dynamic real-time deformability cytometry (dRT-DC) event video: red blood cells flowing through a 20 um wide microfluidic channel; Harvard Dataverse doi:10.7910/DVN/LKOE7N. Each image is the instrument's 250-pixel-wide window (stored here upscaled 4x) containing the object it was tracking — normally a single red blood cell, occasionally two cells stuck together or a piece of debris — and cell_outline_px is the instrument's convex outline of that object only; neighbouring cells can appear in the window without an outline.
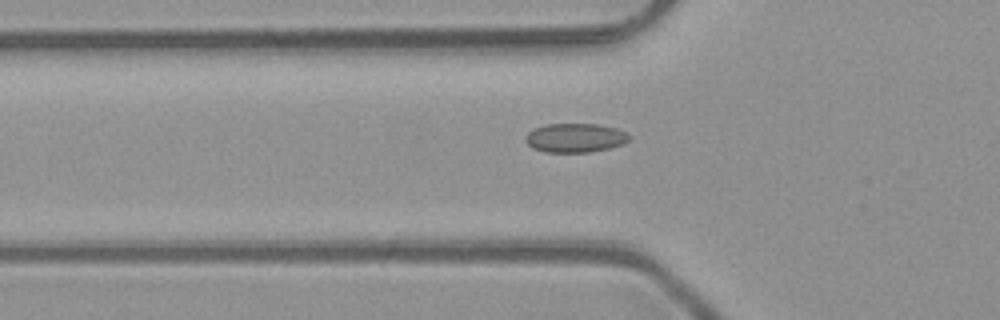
{"species": "common noctule bat (a hibernating species)", "species_latin": "Nyctalus noctula", "temperature_condition": "room temperature", "stored_images_in_passage": 37, "camera_frame_rate_fps": 3000, "um_per_image_px": 0.085, "animal": {"sex": "male", "body_mass_g": 23.1, "forearm_length_mm": 52.7}, "frame": {"image": 1, "passage_image": 4, "time_ms": 1.0, "image_size_px": [1000, 320], "cell_outline_px": [[632, 136], [628, 140], [620, 144], [608, 148], [588, 152], [544, 152], [532, 148], [524, 140], [524, 136], [532, 128], [544, 124], [596, 124], [616, 128]], "centroid_in_image_um": [48.82, 11.71], "position_along_channel_um": 77.0, "area_um2": 17.57}}
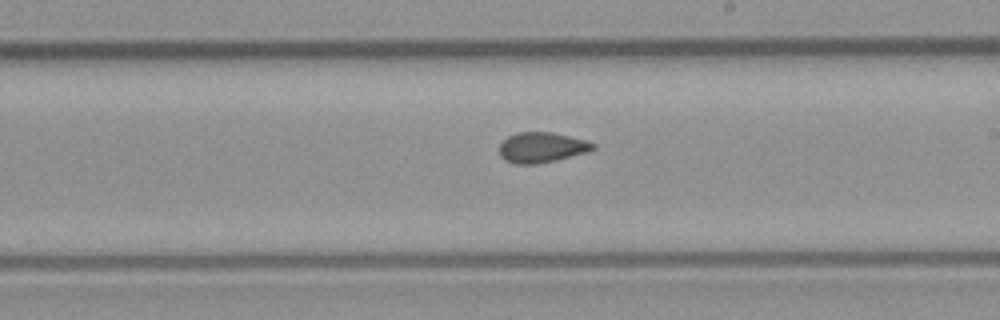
{"frame": {"image": 2, "passage_image": 16, "time_ms": 5.0, "image_size_px": [1000, 320], "cell_outline_px": [[596, 148], [584, 152], [536, 164], [516, 164], [504, 160], [500, 156], [500, 144], [508, 136], [516, 132], [552, 132], [588, 140], [596, 144]], "centroid_in_image_um": [46.02, 12.51], "position_along_channel_um": 243.0, "area_um2": 16.36}}
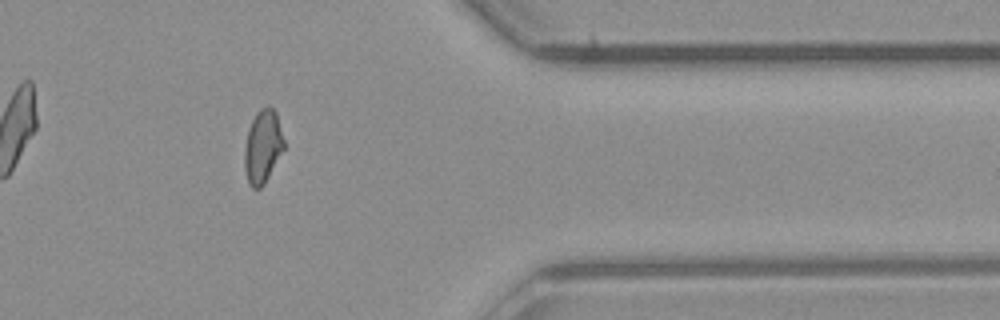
{"frame": {"image": 3, "passage_image": 28, "time_ms": 9.0, "image_size_px": [1000, 320], "cell_outline_px": [[284, 148], [264, 184], [260, 188], [252, 188], [248, 184], [244, 168], [244, 148], [248, 132], [252, 120], [256, 112], [260, 108], [268, 104], [276, 112], [284, 140]], "centroid_in_image_um": [22.32, 12.45], "position_along_channel_um": 389.1, "area_um2": 16.82}, "authors_computed_cell_mechanics": {"area_um2": 16.8198, "velocity_mm_per_s": 4.116, "shape_relaxation_time_tau1_ms": null, "shape_relaxation_time_tau2_ms": 1.5602, "deformation_change_tau1": null, "deformation_change_tau2": 0.0548}}